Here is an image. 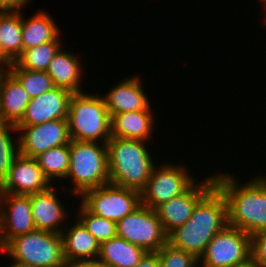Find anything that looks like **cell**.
<instances>
[{
  "mask_svg": "<svg viewBox=\"0 0 266 267\" xmlns=\"http://www.w3.org/2000/svg\"><path fill=\"white\" fill-rule=\"evenodd\" d=\"M250 180L241 185L229 173H214L215 186L227 202L228 225L253 236L266 232V176Z\"/></svg>",
  "mask_w": 266,
  "mask_h": 267,
  "instance_id": "1",
  "label": "cell"
},
{
  "mask_svg": "<svg viewBox=\"0 0 266 267\" xmlns=\"http://www.w3.org/2000/svg\"><path fill=\"white\" fill-rule=\"evenodd\" d=\"M227 225V202L214 186L196 204L189 220L168 234V244L199 259L212 238Z\"/></svg>",
  "mask_w": 266,
  "mask_h": 267,
  "instance_id": "2",
  "label": "cell"
},
{
  "mask_svg": "<svg viewBox=\"0 0 266 267\" xmlns=\"http://www.w3.org/2000/svg\"><path fill=\"white\" fill-rule=\"evenodd\" d=\"M147 141L111 137L107 143L109 183L141 191L154 164Z\"/></svg>",
  "mask_w": 266,
  "mask_h": 267,
  "instance_id": "3",
  "label": "cell"
},
{
  "mask_svg": "<svg viewBox=\"0 0 266 267\" xmlns=\"http://www.w3.org/2000/svg\"><path fill=\"white\" fill-rule=\"evenodd\" d=\"M84 93H74L69 101L67 121L70 138L106 144L111 138V117L103 95Z\"/></svg>",
  "mask_w": 266,
  "mask_h": 267,
  "instance_id": "4",
  "label": "cell"
},
{
  "mask_svg": "<svg viewBox=\"0 0 266 267\" xmlns=\"http://www.w3.org/2000/svg\"><path fill=\"white\" fill-rule=\"evenodd\" d=\"M71 140L70 163L66 175L71 177V193L81 196L84 192L109 183L106 144ZM102 144V145H101Z\"/></svg>",
  "mask_w": 266,
  "mask_h": 267,
  "instance_id": "5",
  "label": "cell"
},
{
  "mask_svg": "<svg viewBox=\"0 0 266 267\" xmlns=\"http://www.w3.org/2000/svg\"><path fill=\"white\" fill-rule=\"evenodd\" d=\"M4 253L13 261L31 267H63L61 234L34 230L12 238L5 246Z\"/></svg>",
  "mask_w": 266,
  "mask_h": 267,
  "instance_id": "6",
  "label": "cell"
},
{
  "mask_svg": "<svg viewBox=\"0 0 266 267\" xmlns=\"http://www.w3.org/2000/svg\"><path fill=\"white\" fill-rule=\"evenodd\" d=\"M81 198L89 212L116 223L141 206L139 191L111 183L88 190Z\"/></svg>",
  "mask_w": 266,
  "mask_h": 267,
  "instance_id": "7",
  "label": "cell"
},
{
  "mask_svg": "<svg viewBox=\"0 0 266 267\" xmlns=\"http://www.w3.org/2000/svg\"><path fill=\"white\" fill-rule=\"evenodd\" d=\"M188 168L180 164L154 166L149 180L140 191L141 205L155 209L173 197L185 193L194 183Z\"/></svg>",
  "mask_w": 266,
  "mask_h": 267,
  "instance_id": "8",
  "label": "cell"
},
{
  "mask_svg": "<svg viewBox=\"0 0 266 267\" xmlns=\"http://www.w3.org/2000/svg\"><path fill=\"white\" fill-rule=\"evenodd\" d=\"M117 236L143 248L146 252H157L168 243V234L154 209L139 206L116 223Z\"/></svg>",
  "mask_w": 266,
  "mask_h": 267,
  "instance_id": "9",
  "label": "cell"
},
{
  "mask_svg": "<svg viewBox=\"0 0 266 267\" xmlns=\"http://www.w3.org/2000/svg\"><path fill=\"white\" fill-rule=\"evenodd\" d=\"M251 255V236L227 225L208 243L198 259L199 267H232Z\"/></svg>",
  "mask_w": 266,
  "mask_h": 267,
  "instance_id": "10",
  "label": "cell"
},
{
  "mask_svg": "<svg viewBox=\"0 0 266 267\" xmlns=\"http://www.w3.org/2000/svg\"><path fill=\"white\" fill-rule=\"evenodd\" d=\"M19 154L36 157L48 149L70 144L71 138L67 119H56L33 126H16Z\"/></svg>",
  "mask_w": 266,
  "mask_h": 267,
  "instance_id": "11",
  "label": "cell"
},
{
  "mask_svg": "<svg viewBox=\"0 0 266 267\" xmlns=\"http://www.w3.org/2000/svg\"><path fill=\"white\" fill-rule=\"evenodd\" d=\"M34 230L30 195L0 193V239L3 246L12 238Z\"/></svg>",
  "mask_w": 266,
  "mask_h": 267,
  "instance_id": "12",
  "label": "cell"
},
{
  "mask_svg": "<svg viewBox=\"0 0 266 267\" xmlns=\"http://www.w3.org/2000/svg\"><path fill=\"white\" fill-rule=\"evenodd\" d=\"M196 183L185 193L173 197L154 209L167 234L189 220L196 204L215 186L214 176L211 175L202 183Z\"/></svg>",
  "mask_w": 266,
  "mask_h": 267,
  "instance_id": "13",
  "label": "cell"
},
{
  "mask_svg": "<svg viewBox=\"0 0 266 267\" xmlns=\"http://www.w3.org/2000/svg\"><path fill=\"white\" fill-rule=\"evenodd\" d=\"M53 186L38 166L35 158L19 154L13 161L8 175L0 185V193L30 195Z\"/></svg>",
  "mask_w": 266,
  "mask_h": 267,
  "instance_id": "14",
  "label": "cell"
},
{
  "mask_svg": "<svg viewBox=\"0 0 266 267\" xmlns=\"http://www.w3.org/2000/svg\"><path fill=\"white\" fill-rule=\"evenodd\" d=\"M73 95L67 89L53 87L32 98L22 120L16 126H33L56 119H67L69 101Z\"/></svg>",
  "mask_w": 266,
  "mask_h": 267,
  "instance_id": "15",
  "label": "cell"
},
{
  "mask_svg": "<svg viewBox=\"0 0 266 267\" xmlns=\"http://www.w3.org/2000/svg\"><path fill=\"white\" fill-rule=\"evenodd\" d=\"M142 84L138 76L125 77L103 96L111 118L118 113L152 109Z\"/></svg>",
  "mask_w": 266,
  "mask_h": 267,
  "instance_id": "16",
  "label": "cell"
},
{
  "mask_svg": "<svg viewBox=\"0 0 266 267\" xmlns=\"http://www.w3.org/2000/svg\"><path fill=\"white\" fill-rule=\"evenodd\" d=\"M54 189L55 187L51 186L45 191L30 194V203L36 230L60 234L62 228L60 227L59 229V226L63 224L65 218L69 217V215H67L64 204L60 202L61 200Z\"/></svg>",
  "mask_w": 266,
  "mask_h": 267,
  "instance_id": "17",
  "label": "cell"
},
{
  "mask_svg": "<svg viewBox=\"0 0 266 267\" xmlns=\"http://www.w3.org/2000/svg\"><path fill=\"white\" fill-rule=\"evenodd\" d=\"M31 98L20 82L8 71H0V122L17 125Z\"/></svg>",
  "mask_w": 266,
  "mask_h": 267,
  "instance_id": "18",
  "label": "cell"
},
{
  "mask_svg": "<svg viewBox=\"0 0 266 267\" xmlns=\"http://www.w3.org/2000/svg\"><path fill=\"white\" fill-rule=\"evenodd\" d=\"M152 109L123 112L111 118V137L146 141L154 132Z\"/></svg>",
  "mask_w": 266,
  "mask_h": 267,
  "instance_id": "19",
  "label": "cell"
},
{
  "mask_svg": "<svg viewBox=\"0 0 266 267\" xmlns=\"http://www.w3.org/2000/svg\"><path fill=\"white\" fill-rule=\"evenodd\" d=\"M82 63L71 51H62V47L55 54L46 72L51 77L55 87H60L74 93H82L81 83Z\"/></svg>",
  "mask_w": 266,
  "mask_h": 267,
  "instance_id": "20",
  "label": "cell"
},
{
  "mask_svg": "<svg viewBox=\"0 0 266 267\" xmlns=\"http://www.w3.org/2000/svg\"><path fill=\"white\" fill-rule=\"evenodd\" d=\"M72 227L60 234L63 242V254L66 261L97 260L100 244L77 220ZM66 233V234H65Z\"/></svg>",
  "mask_w": 266,
  "mask_h": 267,
  "instance_id": "21",
  "label": "cell"
},
{
  "mask_svg": "<svg viewBox=\"0 0 266 267\" xmlns=\"http://www.w3.org/2000/svg\"><path fill=\"white\" fill-rule=\"evenodd\" d=\"M147 252L121 237H114L100 244L97 260L104 267H134Z\"/></svg>",
  "mask_w": 266,
  "mask_h": 267,
  "instance_id": "22",
  "label": "cell"
},
{
  "mask_svg": "<svg viewBox=\"0 0 266 267\" xmlns=\"http://www.w3.org/2000/svg\"><path fill=\"white\" fill-rule=\"evenodd\" d=\"M46 12L35 13L29 19L22 17V46L23 50L34 48L43 43L55 40L61 33Z\"/></svg>",
  "mask_w": 266,
  "mask_h": 267,
  "instance_id": "23",
  "label": "cell"
},
{
  "mask_svg": "<svg viewBox=\"0 0 266 267\" xmlns=\"http://www.w3.org/2000/svg\"><path fill=\"white\" fill-rule=\"evenodd\" d=\"M21 12H0V45L3 55L12 63L22 54Z\"/></svg>",
  "mask_w": 266,
  "mask_h": 267,
  "instance_id": "24",
  "label": "cell"
},
{
  "mask_svg": "<svg viewBox=\"0 0 266 267\" xmlns=\"http://www.w3.org/2000/svg\"><path fill=\"white\" fill-rule=\"evenodd\" d=\"M59 38H61L60 35L53 41L23 50L14 63L19 68L32 71H46L55 54L63 47Z\"/></svg>",
  "mask_w": 266,
  "mask_h": 267,
  "instance_id": "25",
  "label": "cell"
},
{
  "mask_svg": "<svg viewBox=\"0 0 266 267\" xmlns=\"http://www.w3.org/2000/svg\"><path fill=\"white\" fill-rule=\"evenodd\" d=\"M34 158L50 182L66 178L70 163L69 144L48 149Z\"/></svg>",
  "mask_w": 266,
  "mask_h": 267,
  "instance_id": "26",
  "label": "cell"
},
{
  "mask_svg": "<svg viewBox=\"0 0 266 267\" xmlns=\"http://www.w3.org/2000/svg\"><path fill=\"white\" fill-rule=\"evenodd\" d=\"M7 70L20 82L31 99L55 87L46 71L19 68L14 62L11 63Z\"/></svg>",
  "mask_w": 266,
  "mask_h": 267,
  "instance_id": "27",
  "label": "cell"
},
{
  "mask_svg": "<svg viewBox=\"0 0 266 267\" xmlns=\"http://www.w3.org/2000/svg\"><path fill=\"white\" fill-rule=\"evenodd\" d=\"M18 132L16 125L0 122V185L6 179L9 169L19 155V142L12 140L11 132Z\"/></svg>",
  "mask_w": 266,
  "mask_h": 267,
  "instance_id": "28",
  "label": "cell"
},
{
  "mask_svg": "<svg viewBox=\"0 0 266 267\" xmlns=\"http://www.w3.org/2000/svg\"><path fill=\"white\" fill-rule=\"evenodd\" d=\"M79 206L78 220L99 244L117 236L116 222L92 214L82 204Z\"/></svg>",
  "mask_w": 266,
  "mask_h": 267,
  "instance_id": "29",
  "label": "cell"
},
{
  "mask_svg": "<svg viewBox=\"0 0 266 267\" xmlns=\"http://www.w3.org/2000/svg\"><path fill=\"white\" fill-rule=\"evenodd\" d=\"M160 267H198V259L191 253L165 244L157 252Z\"/></svg>",
  "mask_w": 266,
  "mask_h": 267,
  "instance_id": "30",
  "label": "cell"
},
{
  "mask_svg": "<svg viewBox=\"0 0 266 267\" xmlns=\"http://www.w3.org/2000/svg\"><path fill=\"white\" fill-rule=\"evenodd\" d=\"M251 255L259 267H266V232L251 236Z\"/></svg>",
  "mask_w": 266,
  "mask_h": 267,
  "instance_id": "31",
  "label": "cell"
},
{
  "mask_svg": "<svg viewBox=\"0 0 266 267\" xmlns=\"http://www.w3.org/2000/svg\"><path fill=\"white\" fill-rule=\"evenodd\" d=\"M31 0H0V12H21Z\"/></svg>",
  "mask_w": 266,
  "mask_h": 267,
  "instance_id": "32",
  "label": "cell"
},
{
  "mask_svg": "<svg viewBox=\"0 0 266 267\" xmlns=\"http://www.w3.org/2000/svg\"><path fill=\"white\" fill-rule=\"evenodd\" d=\"M134 267H160L159 256L156 252H147Z\"/></svg>",
  "mask_w": 266,
  "mask_h": 267,
  "instance_id": "33",
  "label": "cell"
},
{
  "mask_svg": "<svg viewBox=\"0 0 266 267\" xmlns=\"http://www.w3.org/2000/svg\"><path fill=\"white\" fill-rule=\"evenodd\" d=\"M63 267H104L98 260L66 261Z\"/></svg>",
  "mask_w": 266,
  "mask_h": 267,
  "instance_id": "34",
  "label": "cell"
},
{
  "mask_svg": "<svg viewBox=\"0 0 266 267\" xmlns=\"http://www.w3.org/2000/svg\"><path fill=\"white\" fill-rule=\"evenodd\" d=\"M232 267H259V264L255 261L253 256L250 255L245 260L236 263Z\"/></svg>",
  "mask_w": 266,
  "mask_h": 267,
  "instance_id": "35",
  "label": "cell"
},
{
  "mask_svg": "<svg viewBox=\"0 0 266 267\" xmlns=\"http://www.w3.org/2000/svg\"><path fill=\"white\" fill-rule=\"evenodd\" d=\"M11 62L3 55L0 45V71L7 70Z\"/></svg>",
  "mask_w": 266,
  "mask_h": 267,
  "instance_id": "36",
  "label": "cell"
},
{
  "mask_svg": "<svg viewBox=\"0 0 266 267\" xmlns=\"http://www.w3.org/2000/svg\"><path fill=\"white\" fill-rule=\"evenodd\" d=\"M9 267H31V266L23 265V264L13 261Z\"/></svg>",
  "mask_w": 266,
  "mask_h": 267,
  "instance_id": "37",
  "label": "cell"
},
{
  "mask_svg": "<svg viewBox=\"0 0 266 267\" xmlns=\"http://www.w3.org/2000/svg\"><path fill=\"white\" fill-rule=\"evenodd\" d=\"M0 251L2 253H4V246H3L2 242H1V239H0Z\"/></svg>",
  "mask_w": 266,
  "mask_h": 267,
  "instance_id": "38",
  "label": "cell"
},
{
  "mask_svg": "<svg viewBox=\"0 0 266 267\" xmlns=\"http://www.w3.org/2000/svg\"><path fill=\"white\" fill-rule=\"evenodd\" d=\"M262 1V3H263V5L265 6V10H266V0H261Z\"/></svg>",
  "mask_w": 266,
  "mask_h": 267,
  "instance_id": "39",
  "label": "cell"
}]
</instances>
